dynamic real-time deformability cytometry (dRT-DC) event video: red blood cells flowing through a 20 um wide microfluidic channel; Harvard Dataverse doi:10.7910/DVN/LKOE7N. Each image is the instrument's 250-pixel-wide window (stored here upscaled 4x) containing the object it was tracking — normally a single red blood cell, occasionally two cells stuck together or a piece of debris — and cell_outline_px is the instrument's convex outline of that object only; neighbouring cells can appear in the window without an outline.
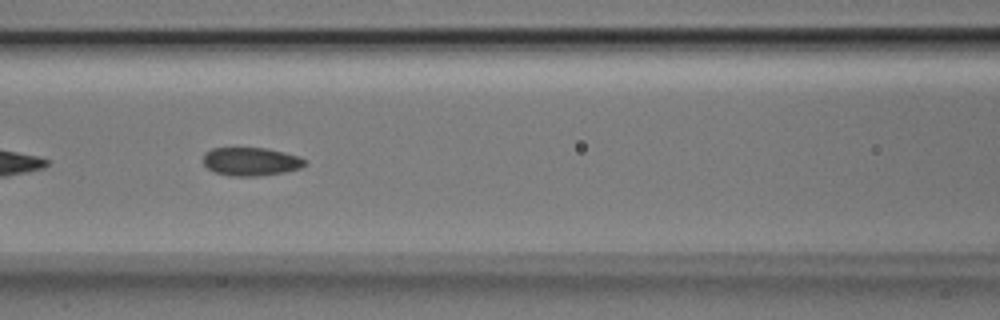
{"species": "Egyptian fruit bat (a non-hibernating species)", "species_latin": "Rousettus aegyptiacus", "temperature_condition": "room temperature", "stored_images_in_passage": 37, "camera_frame_rate_fps": 3000, "um_per_image_px": 0.085, "animal": {"sex": "male"}, "frame": {"image": 1, "passage_image": 8, "time_ms": 2.333, "image_size_px": [1000, 320], "cell_outline_px": [[308, 160], [300, 168], [284, 172], [256, 176], [228, 176], [216, 172], [208, 168], [204, 164], [204, 152], [212, 148], [268, 148], [300, 156]], "centroid_in_image_um": [21.34, 13.72], "position_along_channel_um": 145.3, "area_um2": 16.82}}
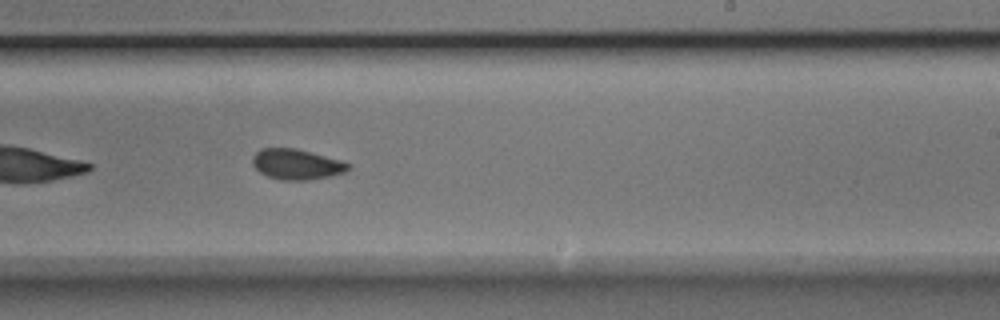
{"frame": {"image": 2, "passage_image": 17, "time_ms": 5.333, "image_size_px": [1000, 320], "cell_outline_px": [[352, 168], [344, 172], [328, 176], [308, 180], [284, 180], [268, 176], [260, 172], [252, 164], [252, 156], [260, 148], [296, 148], [340, 160], [352, 164]], "centroid_in_image_um": [25.21, 13.95], "position_along_channel_um": 263.8, "area_um2": 16.94}}
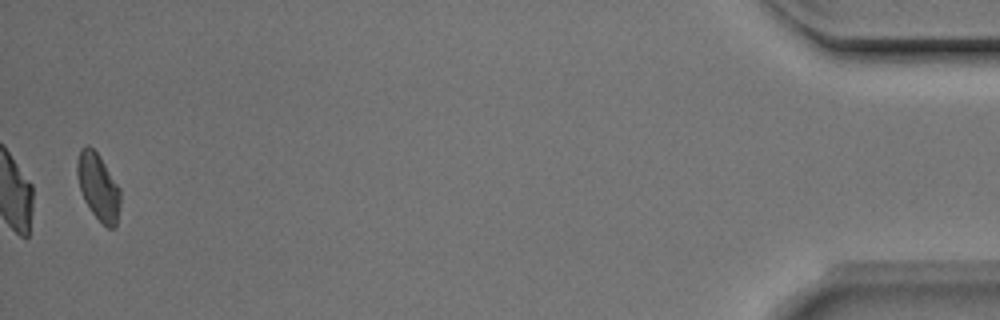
{"frame": {"image": 3, "passage_image": 36, "time_ms": 11.667, "image_size_px": [1000, 320], "cell_outline_px": [[120, 204], [116, 228], [108, 228], [92, 212], [84, 200], [76, 176], [76, 164], [80, 148], [84, 144], [88, 144], [100, 156], [120, 188]], "centroid_in_image_um": [8.34, 15.85], "position_along_channel_um": 426.9, "area_um2": 16.88}, "authors_computed_cell_mechanics": {"area_um2": 16.762, "velocity_mm_per_s": 3.9754, "shape_relaxation_time_tau1_ms": 4.008, "shape_relaxation_time_tau2_ms": 1.595, "deformation_change_tau1": 0.1072, "deformation_change_tau2": 0.059}}